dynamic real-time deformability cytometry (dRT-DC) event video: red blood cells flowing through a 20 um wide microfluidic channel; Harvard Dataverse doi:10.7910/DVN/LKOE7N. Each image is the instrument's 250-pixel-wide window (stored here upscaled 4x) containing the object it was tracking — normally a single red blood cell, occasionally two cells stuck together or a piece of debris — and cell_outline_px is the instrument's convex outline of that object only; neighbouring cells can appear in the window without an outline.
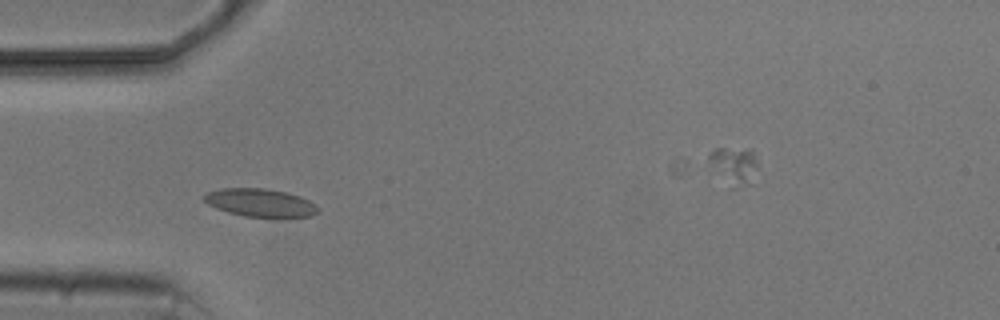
{"species": "common noctule bat (a hibernating species)", "species_latin": "Nyctalus noctula", "temperature_condition": "cold", "stored_images_in_passage": 4, "camera_frame_rate_fps": 3000, "um_per_image_px": 0.085, "animal": {"sex": "male", "body_mass_g": 20.5, "forearm_length_mm": 52.5}, "frame": {"image": 1, "passage_image": 3, "time_ms": 2.333, "image_size_px": [1000, 320], "cell_outline_px": [[320, 212], [312, 216], [244, 216], [228, 212], [216, 208], [208, 204], [204, 200], [204, 196], [208, 192], [220, 188], [264, 188], [288, 192], [300, 196], [308, 200], [320, 208]], "centroid_in_image_um": [22.14, 17.21], "position_along_channel_um": 62.9, "area_um2": 18.44}}